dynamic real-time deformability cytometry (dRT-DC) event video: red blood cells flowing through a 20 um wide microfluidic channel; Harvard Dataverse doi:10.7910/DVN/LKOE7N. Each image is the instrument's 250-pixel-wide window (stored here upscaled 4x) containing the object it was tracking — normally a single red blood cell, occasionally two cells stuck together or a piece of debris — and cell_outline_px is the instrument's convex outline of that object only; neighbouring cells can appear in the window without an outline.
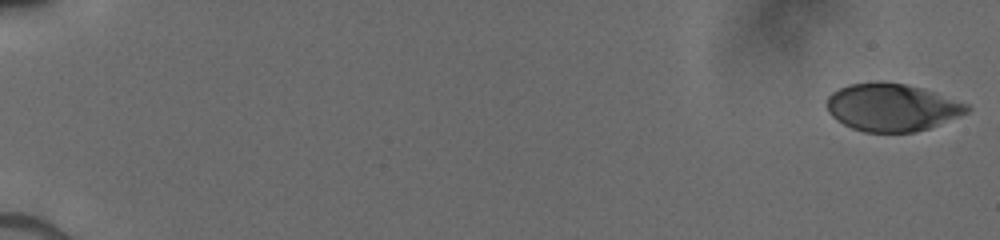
{"species": "human", "species_latin": "Homo sapiens", "temperature_condition": "cold", "stored_images_in_passage": 15, "camera_frame_rate_fps": 3000, "um_per_image_px": 0.085, "donor": {"sex": "male"}, "frame": {"image": 1, "passage_image": 1, "time_ms": 0.0, "image_size_px": [1000, 240], "cell_outline_px": [[972, 108], [968, 112], [928, 128], [912, 132], [864, 132], [852, 128], [836, 120], [828, 112], [824, 104], [828, 96], [832, 92], [848, 84], [876, 80], [880, 80], [904, 84], [924, 88], [968, 104]], "centroid_in_image_um": [75.76, 9.1], "position_along_channel_um": 9.2, "area_um2": 39.19}}